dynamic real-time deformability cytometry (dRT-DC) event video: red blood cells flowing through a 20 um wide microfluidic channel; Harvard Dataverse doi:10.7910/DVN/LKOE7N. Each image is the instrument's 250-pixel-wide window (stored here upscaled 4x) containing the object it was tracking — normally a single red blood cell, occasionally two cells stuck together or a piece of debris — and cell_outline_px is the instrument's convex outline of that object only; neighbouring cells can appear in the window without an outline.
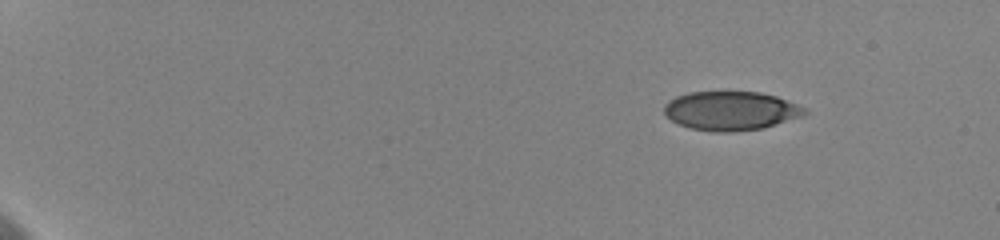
{"species": "human", "species_latin": "Homo sapiens", "temperature_condition": "cold", "stored_images_in_passage": 13, "camera_frame_rate_fps": 3000, "um_per_image_px": 0.085, "donor": {"sex": "female"}, "frame": {"image": 1, "passage_image": 1, "time_ms": 0.0, "image_size_px": [1000, 240], "cell_outline_px": [[808, 112], [800, 116], [764, 128], [728, 132], [712, 132], [692, 128], [680, 124], [672, 120], [664, 112], [664, 104], [668, 100], [676, 96], [688, 92], [760, 92], [776, 96], [808, 108]], "centroid_in_image_um": [62.12, 9.41], "position_along_channel_um": 22.9, "area_um2": 31.79}}
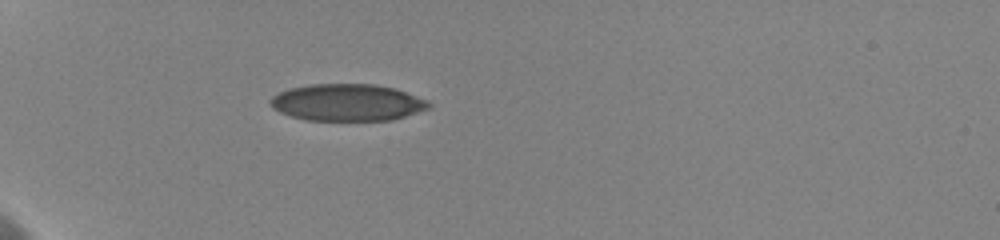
{"frame": {"image": 2, "passage_image": 9, "time_ms": 4.0, "image_size_px": [1000, 240], "cell_outline_px": [[432, 108], [392, 120], [308, 120], [292, 116], [280, 112], [272, 108], [268, 104], [268, 100], [272, 96], [288, 88], [308, 84], [372, 84], [396, 88], [428, 100], [432, 104]], "centroid_in_image_um": [29.53, 8.7], "position_along_channel_um": 55.5, "area_um2": 34.39}}